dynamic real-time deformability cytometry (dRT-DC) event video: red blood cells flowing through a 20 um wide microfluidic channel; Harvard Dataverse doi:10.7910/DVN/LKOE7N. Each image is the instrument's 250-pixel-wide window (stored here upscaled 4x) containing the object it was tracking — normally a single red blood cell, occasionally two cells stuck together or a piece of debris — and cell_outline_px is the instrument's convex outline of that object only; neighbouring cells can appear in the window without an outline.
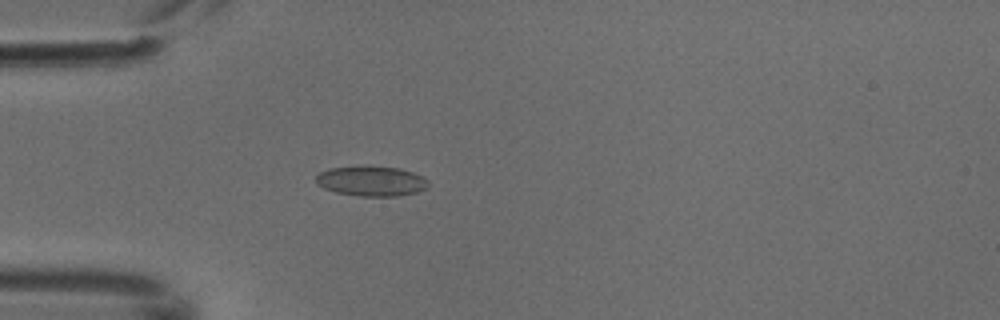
{"species": "common noctule bat (a hibernating species)", "species_latin": "Nyctalus noctula", "temperature_condition": "cold", "stored_images_in_passage": 3, "camera_frame_rate_fps": 3000, "um_per_image_px": 0.085, "animal": {"sex": "male", "body_mass_g": 18.8}, "frame": {"image": 1, "passage_image": 3, "time_ms": 0.667, "image_size_px": [1000, 320], "cell_outline_px": [[428, 184], [424, 188], [416, 192], [400, 196], [360, 196], [336, 192], [324, 188], [316, 184], [316, 176], [320, 172], [328, 168], [400, 168], [412, 172], [428, 180]], "centroid_in_image_um": [31.55, 15.43], "position_along_channel_um": 53.5, "area_um2": 18.96}}